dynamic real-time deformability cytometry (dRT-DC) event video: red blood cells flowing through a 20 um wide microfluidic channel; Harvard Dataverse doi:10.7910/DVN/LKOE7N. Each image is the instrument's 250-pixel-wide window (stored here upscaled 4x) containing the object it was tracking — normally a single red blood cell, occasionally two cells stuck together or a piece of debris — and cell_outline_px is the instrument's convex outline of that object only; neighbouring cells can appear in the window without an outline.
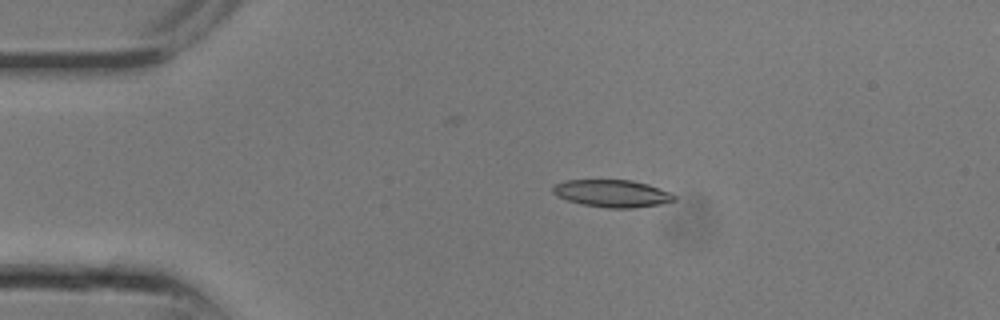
{"species": "common noctule bat (a hibernating species)", "species_latin": "Nyctalus noctula", "temperature_condition": "room temperature", "stored_images_in_passage": 8, "camera_frame_rate_fps": 3000, "um_per_image_px": 0.085, "animal": {"sex": "male", "body_mass_g": 13.3}, "frame": {"image": 1, "passage_image": 4, "time_ms": 1.0, "image_size_px": [1000, 320], "cell_outline_px": [[676, 200], [660, 204], [632, 208], [608, 208], [580, 204], [556, 196], [552, 192], [552, 188], [556, 184], [564, 180], [632, 180], [648, 184], [668, 192], [676, 196]], "centroid_in_image_um": [52.01, 16.44], "position_along_channel_um": 33.0, "area_um2": 19.31}}
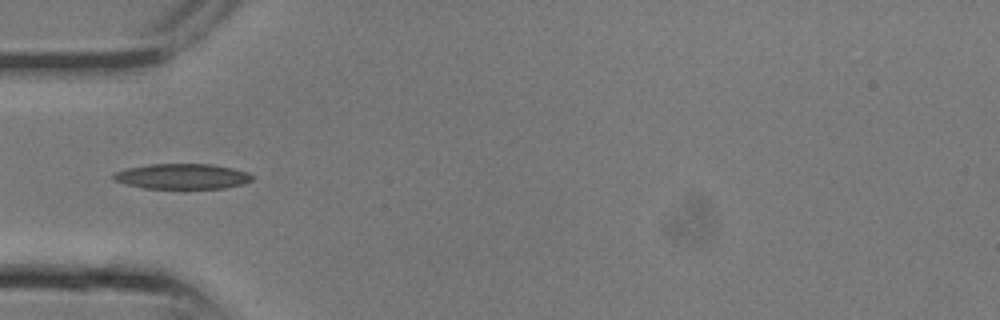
{"frame": {"image": 2, "passage_image": 7, "time_ms": 2.0, "image_size_px": [1000, 320], "cell_outline_px": [[256, 176], [252, 180], [244, 184], [224, 188], [144, 188], [112, 180], [112, 176], [116, 172], [128, 168], [148, 164], [212, 164], [232, 168], [248, 172]], "centroid_in_image_um": [15.54, 14.99], "position_along_channel_um": 69.5, "area_um2": 20.46}}